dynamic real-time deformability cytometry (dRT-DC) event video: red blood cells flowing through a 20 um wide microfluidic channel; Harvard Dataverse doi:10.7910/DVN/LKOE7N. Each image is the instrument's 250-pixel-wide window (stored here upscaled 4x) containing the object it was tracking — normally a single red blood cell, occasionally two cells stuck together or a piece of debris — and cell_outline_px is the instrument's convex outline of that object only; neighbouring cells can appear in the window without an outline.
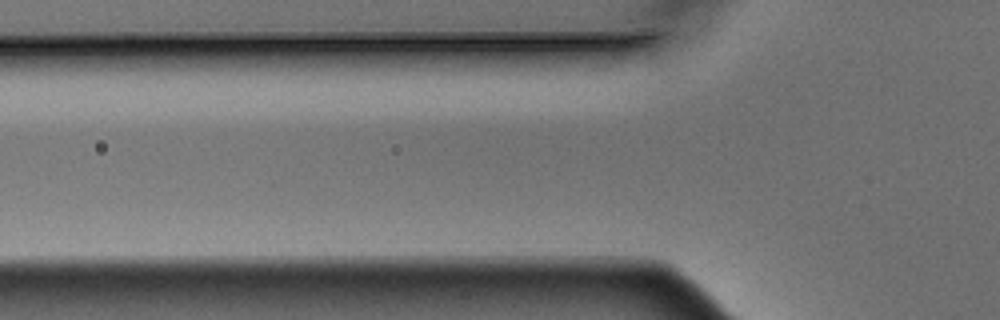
{"species": "Egyptian fruit bat (a non-hibernating species)", "species_latin": "Rousettus aegyptiacus", "temperature_condition": "warm", "stored_images_in_passage": 4, "camera_frame_rate_fps": 3000, "um_per_image_px": 0.085, "animal": {"sex": "male"}, "frame": {"image": 1, "passage_image": 4, "time_ms": 1.0, "image_size_px": [1000, 320], "cell_outline_px": [[600, 40], [596, 48], [556, 52], [388, 52], [396, 40], [516, 20], [520, 20], [592, 36]], "centroid_in_image_um": [42.42, 3.39], "position_along_channel_um": 83.4, "area_um2": 32.83}}